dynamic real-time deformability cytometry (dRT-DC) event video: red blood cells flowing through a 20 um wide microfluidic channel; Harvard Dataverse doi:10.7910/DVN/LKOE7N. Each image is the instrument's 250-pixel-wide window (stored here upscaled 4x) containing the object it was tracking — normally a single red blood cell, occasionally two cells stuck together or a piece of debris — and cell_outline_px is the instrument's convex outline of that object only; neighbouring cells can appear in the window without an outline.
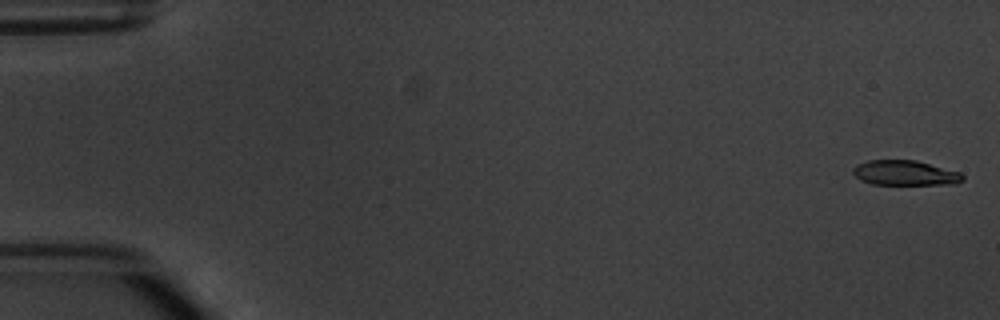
{"species": "common noctule bat (a hibernating species)", "species_latin": "Nyctalus noctula", "temperature_condition": "warm", "stored_images_in_passage": 6, "camera_frame_rate_fps": 3000, "um_per_image_px": 0.085, "animal": {"sex": "male", "body_mass_g": 20.1, "forearm_length_mm": 53.5}, "frame": {"image": 1, "passage_image": 1, "time_ms": 0.0, "image_size_px": [1000, 320], "cell_outline_px": [[964, 180], [956, 184], [872, 184], [860, 180], [852, 172], [852, 168], [856, 164], [868, 160], [916, 160], [960, 172], [964, 176]], "centroid_in_image_um": [76.92, 14.69], "position_along_channel_um": 8.1, "area_um2": 16.01}}